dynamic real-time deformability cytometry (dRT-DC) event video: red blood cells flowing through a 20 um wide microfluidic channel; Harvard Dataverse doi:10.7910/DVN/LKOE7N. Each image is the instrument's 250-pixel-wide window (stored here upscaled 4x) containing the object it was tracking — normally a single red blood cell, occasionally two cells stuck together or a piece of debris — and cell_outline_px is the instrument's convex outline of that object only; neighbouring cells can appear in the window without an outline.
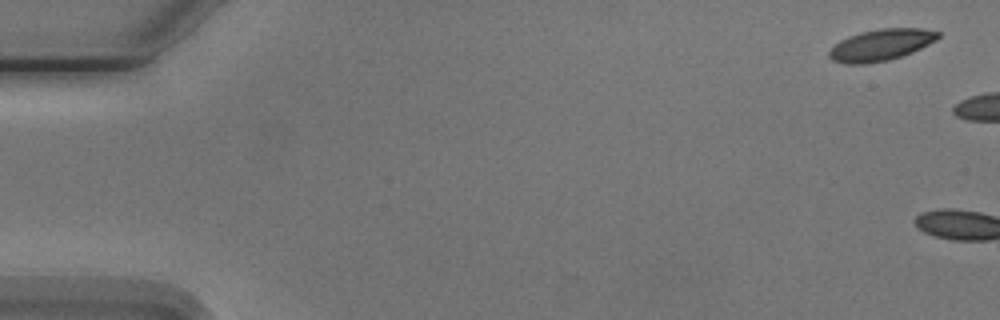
{"species": "Egyptian fruit bat (a non-hibernating species)", "species_latin": "Rousettus aegyptiacus", "temperature_condition": "cold", "stored_images_in_passage": 2, "camera_frame_rate_fps": 3000, "um_per_image_px": 0.085, "animal": {"sex": "male"}, "frame": {"image": 1, "passage_image": 1, "time_ms": 0.0, "image_size_px": [1000, 320], "cell_outline_px": [[940, 36], [936, 40], [912, 52], [888, 60], [864, 64], [844, 64], [832, 60], [828, 56], [828, 52], [840, 40], [848, 36], [860, 32], [880, 28], [924, 28], [940, 32]], "centroid_in_image_um": [74.87, 3.81], "position_along_channel_um": 10.1, "area_um2": 20.0}}